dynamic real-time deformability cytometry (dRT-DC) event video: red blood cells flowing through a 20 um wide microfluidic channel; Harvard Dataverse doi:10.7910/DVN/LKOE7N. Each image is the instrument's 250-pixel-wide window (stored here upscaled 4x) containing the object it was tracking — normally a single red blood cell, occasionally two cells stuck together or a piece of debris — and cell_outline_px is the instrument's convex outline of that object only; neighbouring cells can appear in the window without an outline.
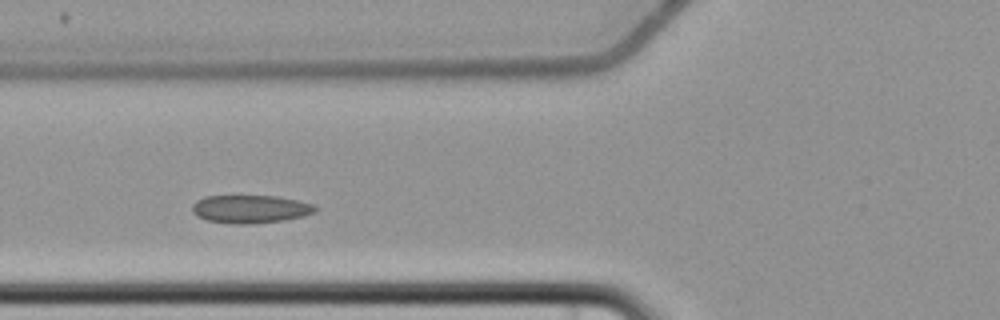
{"species": "common noctule bat (a hibernating species)", "species_latin": "Nyctalus noctula", "temperature_condition": "cold", "stored_images_in_passage": 6, "camera_frame_rate_fps": 3000, "um_per_image_px": 0.085, "animal": {"sex": "female", "body_mass_g": 22.7, "forearm_length_mm": 54.2}, "frame": {"image": 1, "passage_image": 4, "time_ms": 3.667, "image_size_px": [1000, 320], "cell_outline_px": [[316, 212], [284, 220], [248, 224], [236, 224], [208, 220], [196, 216], [192, 212], [192, 204], [196, 200], [204, 196], [276, 196], [296, 200], [312, 204], [316, 208]], "centroid_in_image_um": [21.22, 17.76], "position_along_channel_um": 104.6, "area_um2": 19.94}}
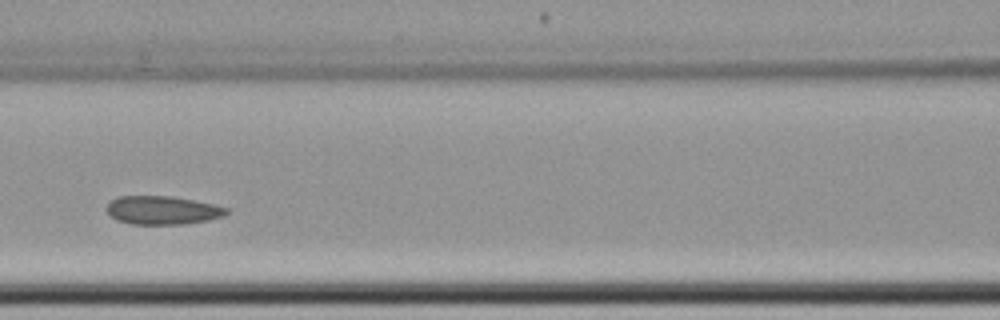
{"frame": {"image": 2, "passage_image": 5, "time_ms": 5.0, "image_size_px": [1000, 320], "cell_outline_px": [[228, 212], [224, 216], [208, 220], [184, 224], [132, 224], [116, 220], [104, 208], [112, 200], [120, 196], [168, 196], [192, 200], [212, 204], [228, 208]], "centroid_in_image_um": [13.8, 17.87], "position_along_channel_um": 152.8, "area_um2": 19.71}}
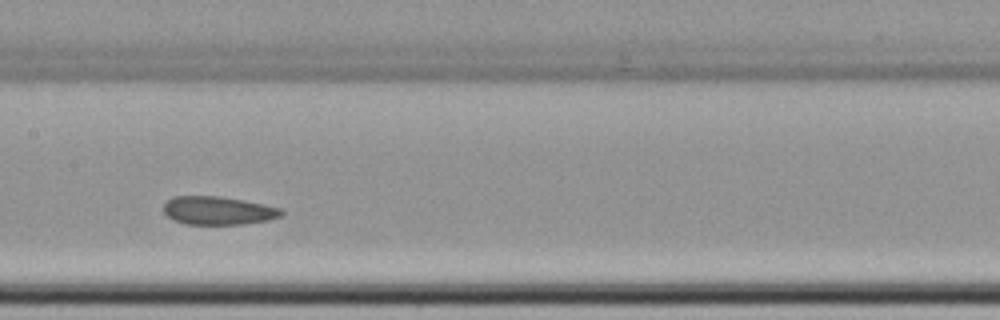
{"frame": {"image": 3, "passage_image": 6, "time_ms": 6.0, "image_size_px": [1000, 320], "cell_outline_px": [[284, 212], [280, 216], [268, 220], [244, 224], [188, 224], [172, 220], [164, 212], [164, 204], [172, 196], [220, 196], [284, 208]], "centroid_in_image_um": [18.55, 17.9], "position_along_channel_um": 188.9, "area_um2": 19.42}}